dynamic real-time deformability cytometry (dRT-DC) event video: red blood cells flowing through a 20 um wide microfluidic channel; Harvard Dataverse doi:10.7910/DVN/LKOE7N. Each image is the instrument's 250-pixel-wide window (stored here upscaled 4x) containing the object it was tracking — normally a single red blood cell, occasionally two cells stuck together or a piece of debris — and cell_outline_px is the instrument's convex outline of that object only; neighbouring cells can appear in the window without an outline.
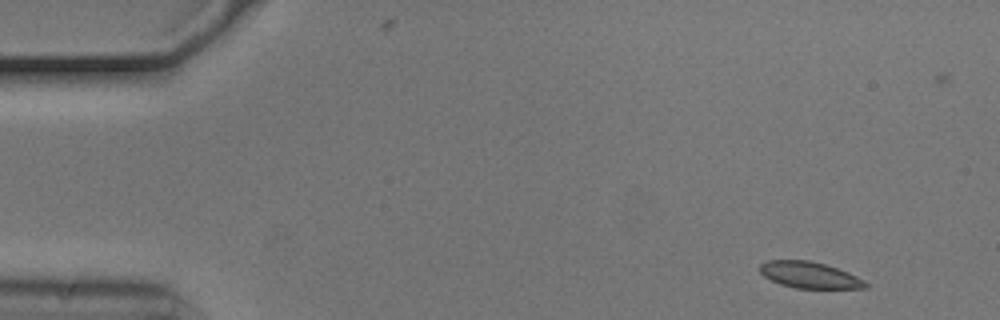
{"species": "common noctule bat (a hibernating species)", "species_latin": "Nyctalus noctula", "temperature_condition": "cold", "stored_images_in_passage": 5, "camera_frame_rate_fps": 3000, "um_per_image_px": 0.085, "animal": {"sex": "male", "body_mass_g": 20.5, "forearm_length_mm": 52.5}, "frame": {"image": 1, "passage_image": 1, "time_ms": 0.0, "image_size_px": [1000, 320], "cell_outline_px": [[868, 288], [796, 288], [780, 284], [764, 276], [760, 272], [760, 264], [768, 260], [808, 260], [824, 264], [848, 272], [864, 280], [868, 284]], "centroid_in_image_um": [68.81, 23.37], "position_along_channel_um": 16.2, "area_um2": 16.07}}
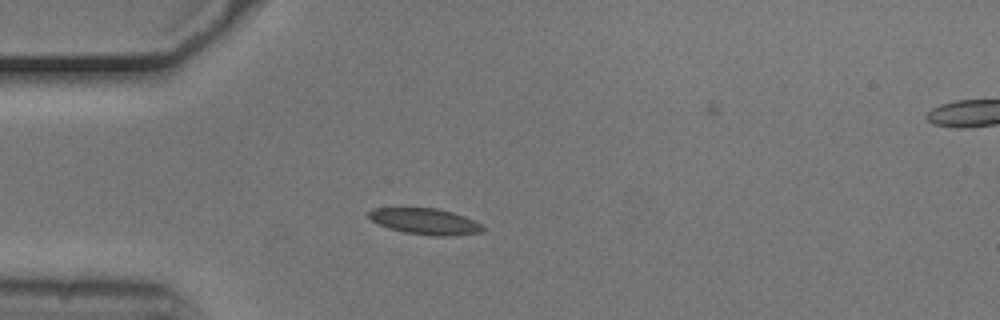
{"frame": {"image": 2, "passage_image": 4, "time_ms": 1.0, "image_size_px": [1000, 320], "cell_outline_px": [[488, 228], [484, 232], [448, 236], [432, 236], [404, 232], [388, 228], [372, 220], [368, 216], [368, 212], [372, 208], [436, 208], [452, 212], [464, 216], [484, 224]], "centroid_in_image_um": [36.21, 18.83], "position_along_channel_um": 48.8, "area_um2": 17.51}}